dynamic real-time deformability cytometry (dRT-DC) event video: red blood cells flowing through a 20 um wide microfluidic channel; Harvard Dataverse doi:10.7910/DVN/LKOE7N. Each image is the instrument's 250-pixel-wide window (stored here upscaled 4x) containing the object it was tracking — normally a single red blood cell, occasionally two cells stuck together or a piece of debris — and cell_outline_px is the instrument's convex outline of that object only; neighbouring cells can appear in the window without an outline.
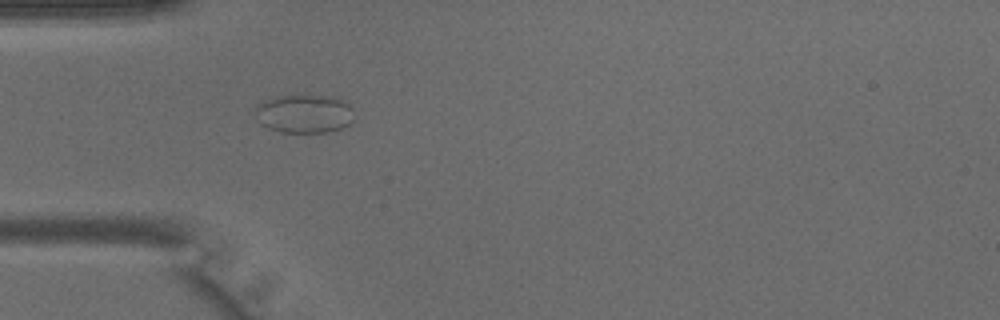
{"species": "common noctule bat (a hibernating species)", "species_latin": "Nyctalus noctula", "temperature_condition": "warm", "stored_images_in_passage": 1, "camera_frame_rate_fps": 3000, "um_per_image_px": 0.085, "animal": {"sex": "male", "body_mass_g": 15.6}, "frame": {"image": 1, "passage_image": 1, "time_ms": 0.0, "image_size_px": [1000, 320], "cell_outline_px": [[352, 120], [348, 124], [340, 128], [324, 132], [280, 132], [268, 128], [260, 124], [256, 120], [252, 112], [264, 100], [276, 96], [308, 92], [332, 96], [344, 100], [352, 108]], "centroid_in_image_um": [25.81, 9.61], "position_along_channel_um": 59.2, "area_um2": 23.0}}